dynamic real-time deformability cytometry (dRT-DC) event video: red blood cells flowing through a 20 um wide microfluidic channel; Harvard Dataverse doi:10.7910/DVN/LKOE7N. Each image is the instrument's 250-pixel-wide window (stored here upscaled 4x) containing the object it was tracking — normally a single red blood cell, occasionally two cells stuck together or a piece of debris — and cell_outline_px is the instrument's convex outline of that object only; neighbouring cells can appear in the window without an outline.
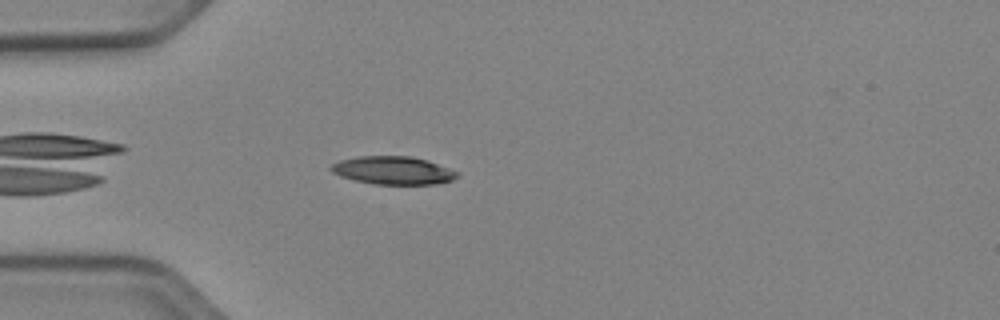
{"species": "Egyptian fruit bat (a non-hibernating species)", "species_latin": "Rousettus aegyptiacus", "temperature_condition": "cold", "stored_images_in_passage": 28, "camera_frame_rate_fps": 3000, "um_per_image_px": 0.085, "animal": {"sex": "female"}, "frame": {"image": 1, "passage_image": 2, "time_ms": 0.333, "image_size_px": [1000, 320], "cell_outline_px": [[460, 176], [452, 180], [436, 184], [376, 184], [356, 180], [340, 176], [332, 172], [328, 168], [332, 164], [340, 160], [356, 156], [412, 156], [428, 160], [460, 172]], "centroid_in_image_um": [33.44, 14.47], "position_along_channel_um": 51.6, "area_um2": 20.75}}
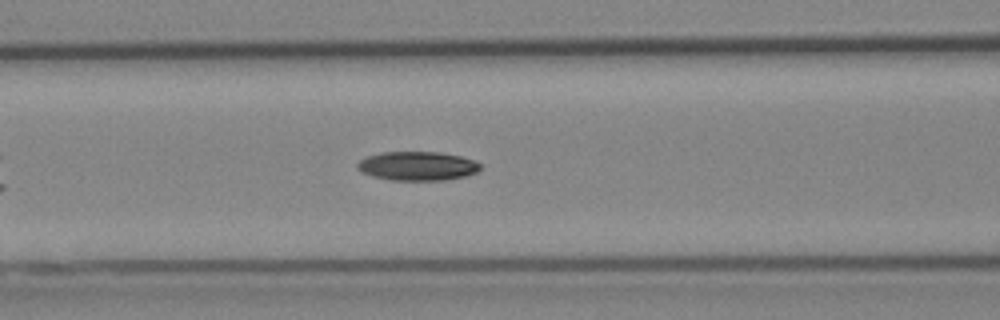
{"frame": {"image": 2, "passage_image": 9, "time_ms": 2.667, "image_size_px": [1000, 320], "cell_outline_px": [[480, 168], [476, 172], [468, 176], [444, 180], [392, 180], [372, 176], [360, 172], [356, 168], [356, 164], [360, 160], [368, 156], [380, 152], [440, 152], [460, 156], [472, 160], [480, 164]], "centroid_in_image_um": [35.45, 14.11], "position_along_channel_um": 131.2, "area_um2": 20.81}}
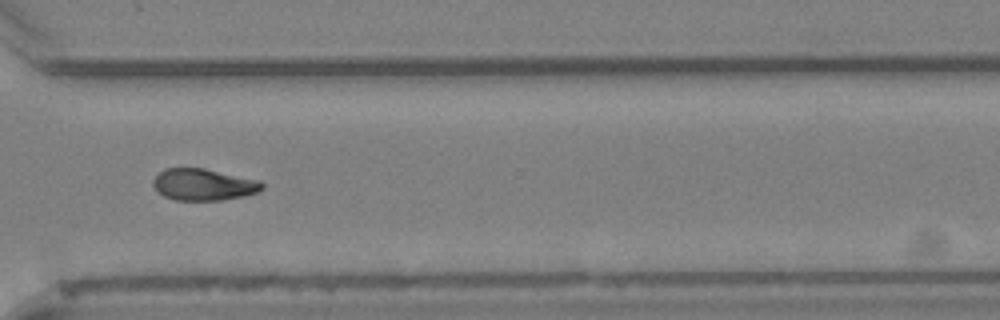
{"frame": {"image": 3, "passage_image": 26, "time_ms": 8.333, "image_size_px": [1000, 320], "cell_outline_px": [[264, 188], [260, 192], [244, 196], [220, 200], [176, 200], [164, 196], [152, 184], [152, 180], [164, 168], [204, 168], [260, 180], [264, 184]], "centroid_in_image_um": [17.34, 15.68], "position_along_channel_um": 353.3, "area_um2": 20.17}, "authors_computed_cell_mechanics": {"area_um2": 20.7213, "velocity_mm_per_s": 3.9287, "shape_relaxation_time_tau1_ms": 5.2151, "shape_relaxation_time_tau2_ms": null, "deformation_change_tau1": 0.1134, "deformation_change_tau2": null}}